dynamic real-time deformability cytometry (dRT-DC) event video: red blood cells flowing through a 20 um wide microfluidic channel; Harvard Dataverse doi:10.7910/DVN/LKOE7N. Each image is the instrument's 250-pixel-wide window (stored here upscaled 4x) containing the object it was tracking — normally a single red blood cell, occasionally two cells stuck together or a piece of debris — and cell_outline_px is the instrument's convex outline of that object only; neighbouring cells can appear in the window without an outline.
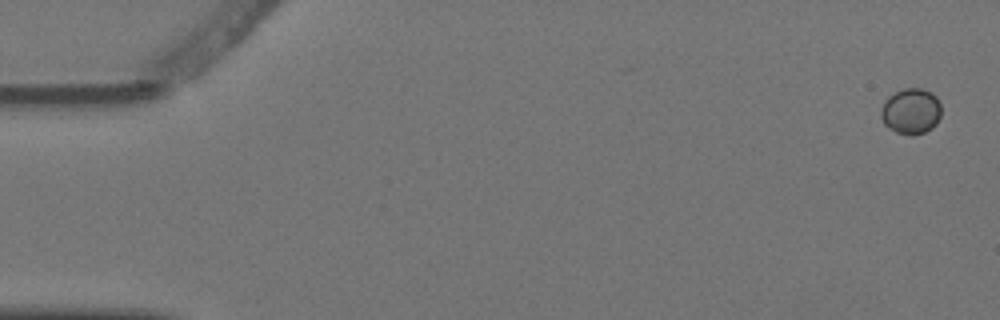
{"species": "Egyptian fruit bat (a non-hibernating species)", "species_latin": "Rousettus aegyptiacus", "temperature_condition": "warm", "stored_images_in_passage": 7, "camera_frame_rate_fps": 3000, "um_per_image_px": 0.085, "animal": {"sex": "female"}, "frame": {"image": 1, "passage_image": 1, "time_ms": 0.0, "image_size_px": [1000, 320], "cell_outline_px": [[940, 116], [936, 124], [932, 128], [924, 132], [912, 136], [896, 132], [888, 128], [884, 124], [880, 116], [880, 112], [884, 100], [888, 96], [904, 88], [920, 88], [936, 96], [940, 104]], "centroid_in_image_um": [77.4, 9.47], "position_along_channel_um": 7.6, "area_um2": 16.13}}